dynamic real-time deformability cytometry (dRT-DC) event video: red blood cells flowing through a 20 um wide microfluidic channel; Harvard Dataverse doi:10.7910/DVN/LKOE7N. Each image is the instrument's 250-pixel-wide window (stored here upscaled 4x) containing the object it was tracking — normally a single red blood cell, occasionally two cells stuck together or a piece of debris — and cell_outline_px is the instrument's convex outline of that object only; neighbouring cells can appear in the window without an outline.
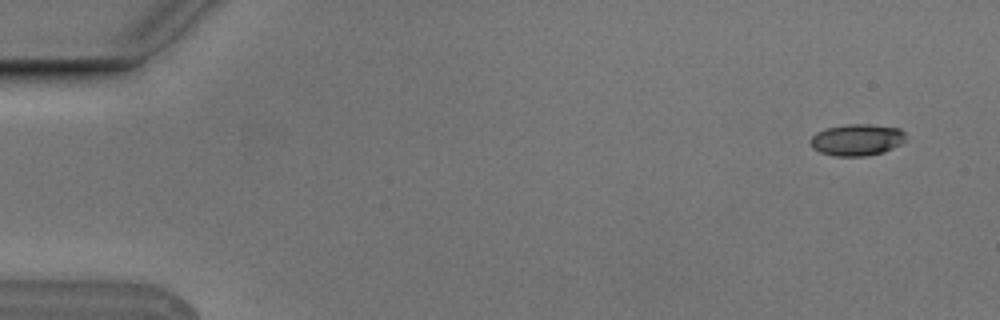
{"species": "Egyptian fruit bat (a non-hibernating species)", "species_latin": "Rousettus aegyptiacus", "temperature_condition": "cold", "stored_images_in_passage": 6, "camera_frame_rate_fps": 3000, "um_per_image_px": 0.085, "animal": {"sex": "male"}, "frame": {"image": 1, "passage_image": 2, "time_ms": 0.333, "image_size_px": [1000, 320], "cell_outline_px": [[904, 140], [900, 144], [884, 152], [864, 156], [836, 156], [820, 152], [812, 148], [812, 136], [816, 132], [828, 128], [848, 124], [868, 124], [900, 128], [904, 132]], "centroid_in_image_um": [72.84, 11.88], "position_along_channel_um": 12.2, "area_um2": 17.34}}